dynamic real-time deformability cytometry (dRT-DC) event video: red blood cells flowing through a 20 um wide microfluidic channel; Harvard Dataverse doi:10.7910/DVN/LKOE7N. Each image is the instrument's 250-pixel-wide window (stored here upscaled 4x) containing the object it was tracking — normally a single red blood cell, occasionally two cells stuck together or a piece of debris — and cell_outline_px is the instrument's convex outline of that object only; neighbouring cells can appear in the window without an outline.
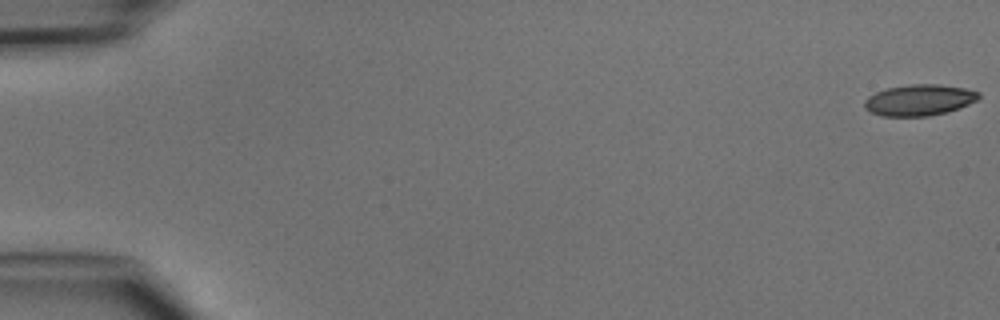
{"species": "common noctule bat (a hibernating species)", "species_latin": "Nyctalus noctula", "temperature_condition": "cold", "stored_images_in_passage": 8, "camera_frame_rate_fps": 3000, "um_per_image_px": 0.085, "animal": {"sex": "male", "body_mass_g": 15.6}, "frame": {"image": 1, "passage_image": 1, "time_ms": 0.0, "image_size_px": [1000, 320], "cell_outline_px": [[980, 96], [976, 100], [960, 108], [948, 112], [928, 116], [884, 116], [872, 112], [864, 108], [864, 100], [868, 96], [876, 92], [888, 88], [908, 84], [940, 84], [964, 88], [980, 92]], "centroid_in_image_um": [78.14, 8.5], "position_along_channel_um": 6.9, "area_um2": 20.75}}